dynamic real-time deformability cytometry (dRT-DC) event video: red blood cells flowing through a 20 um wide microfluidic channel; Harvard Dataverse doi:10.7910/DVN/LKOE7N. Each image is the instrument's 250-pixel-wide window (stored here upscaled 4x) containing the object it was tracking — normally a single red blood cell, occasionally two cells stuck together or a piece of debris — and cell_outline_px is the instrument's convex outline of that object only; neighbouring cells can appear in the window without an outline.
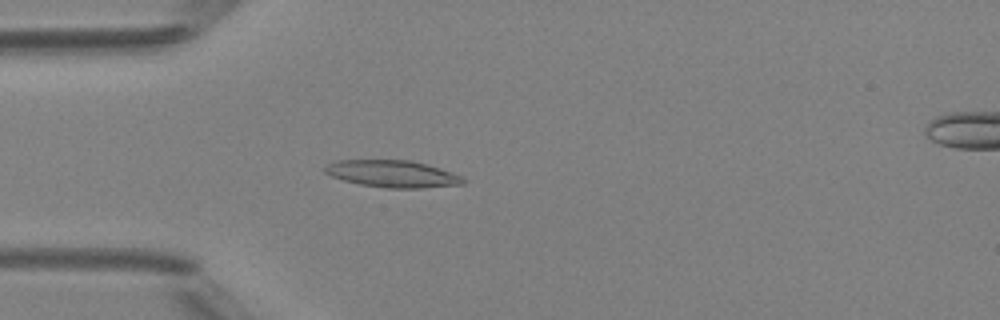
{"species": "Egyptian fruit bat (a non-hibernating species)", "species_latin": "Rousettus aegyptiacus", "temperature_condition": "room temperature", "stored_images_in_passage": 45, "camera_frame_rate_fps": 3000, "um_per_image_px": 0.085, "animal": {"sex": "female"}, "frame": {"image": 1, "passage_image": 10, "time_ms": 3.0, "image_size_px": [1000, 320], "cell_outline_px": [[468, 180], [464, 184], [420, 188], [384, 188], [360, 184], [344, 180], [332, 176], [324, 172], [324, 168], [328, 164], [336, 160], [412, 160], [440, 168], [464, 176]], "centroid_in_image_um": [33.41, 14.77], "position_along_channel_um": 51.6, "area_um2": 21.91}}
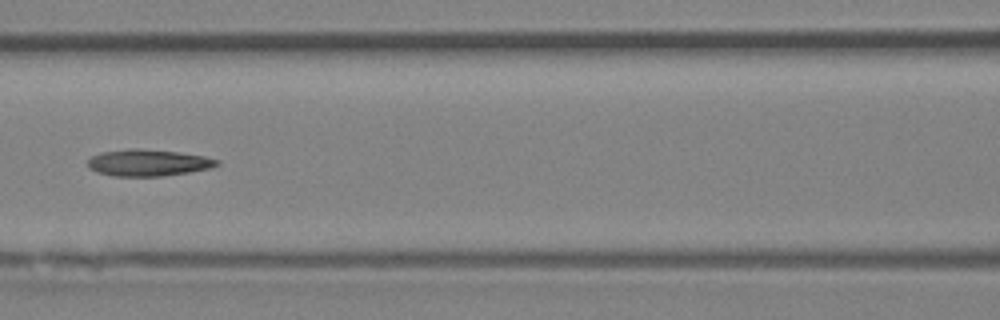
{"frame": {"image": 2, "passage_image": 18, "time_ms": 5.667, "image_size_px": [1000, 320], "cell_outline_px": [[220, 164], [212, 168], [188, 172], [160, 176], [112, 176], [96, 172], [88, 168], [88, 160], [92, 156], [100, 152], [128, 148], [140, 148], [180, 152], [204, 156], [220, 160]], "centroid_in_image_um": [12.59, 13.82], "position_along_channel_um": 154.0, "area_um2": 20.29}}
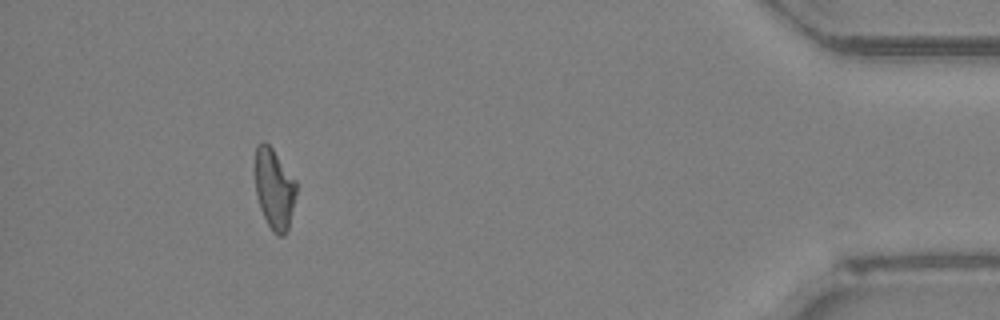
{"frame": {"image": 3, "passage_image": 41, "time_ms": 13.333, "image_size_px": [1000, 320], "cell_outline_px": [[296, 192], [288, 228], [284, 236], [276, 236], [272, 232], [260, 208], [256, 196], [252, 172], [256, 144], [260, 140], [264, 140], [272, 148], [296, 180]], "centroid_in_image_um": [23.25, 15.99], "position_along_channel_um": 412.0, "area_um2": 20.0}}